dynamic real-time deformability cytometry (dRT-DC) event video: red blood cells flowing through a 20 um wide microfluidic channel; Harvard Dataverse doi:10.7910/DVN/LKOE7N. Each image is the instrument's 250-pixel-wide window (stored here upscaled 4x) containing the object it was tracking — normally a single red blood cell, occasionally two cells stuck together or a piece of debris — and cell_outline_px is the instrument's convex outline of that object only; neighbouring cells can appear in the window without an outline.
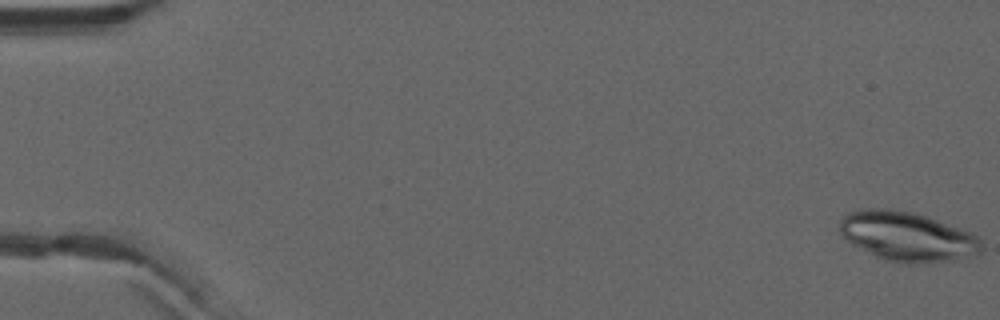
{"species": "common noctule bat (a hibernating species)", "species_latin": "Nyctalus noctula", "temperature_condition": "warm", "stored_images_in_passage": 52, "camera_frame_rate_fps": 3000, "um_per_image_px": 0.085, "animal": {"sex": "male", "forearm_length_mm": 52.5}, "frame": {"image": 1, "passage_image": 1, "time_ms": 0.0, "image_size_px": [1000, 320], "cell_outline_px": [[984, 252], [956, 260], [924, 264], [908, 264], [888, 260], [876, 256], [852, 244], [840, 236], [840, 220], [848, 212], [864, 208], [888, 208], [912, 212], [972, 232], [984, 240]], "centroid_in_image_um": [77.17, 20.11], "position_along_channel_um": 7.8, "area_um2": 41.33}}